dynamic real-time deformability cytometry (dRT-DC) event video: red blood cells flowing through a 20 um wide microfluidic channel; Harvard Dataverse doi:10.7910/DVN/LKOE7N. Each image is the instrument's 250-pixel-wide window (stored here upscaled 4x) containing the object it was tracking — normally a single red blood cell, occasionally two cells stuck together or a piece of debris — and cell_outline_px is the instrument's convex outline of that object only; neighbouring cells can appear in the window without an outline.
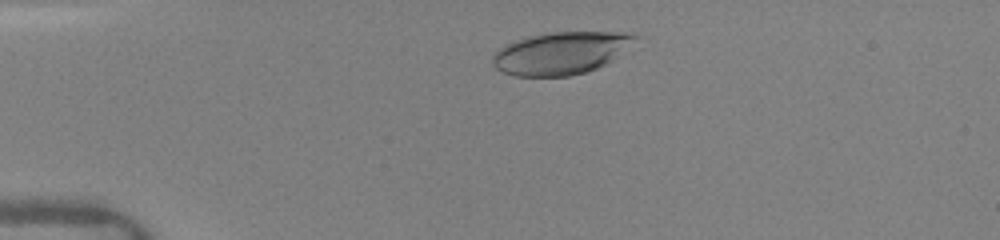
{"species": "human", "species_latin": "Homo sapiens", "temperature_condition": "warm", "stored_images_in_passage": 29, "camera_frame_rate_fps": 3000, "um_per_image_px": 0.085, "donor": {"sex": "female"}, "frame": {"image": 1, "passage_image": 5, "time_ms": 1.667, "image_size_px": [1000, 240], "cell_outline_px": [[640, 36], [616, 56], [604, 64], [588, 72], [568, 76], [512, 76], [496, 68], [492, 64], [492, 56], [504, 44], [528, 36], [548, 32], [620, 32]], "centroid_in_image_um": [47.61, 4.51], "position_along_channel_um": 37.4, "area_um2": 34.97}}
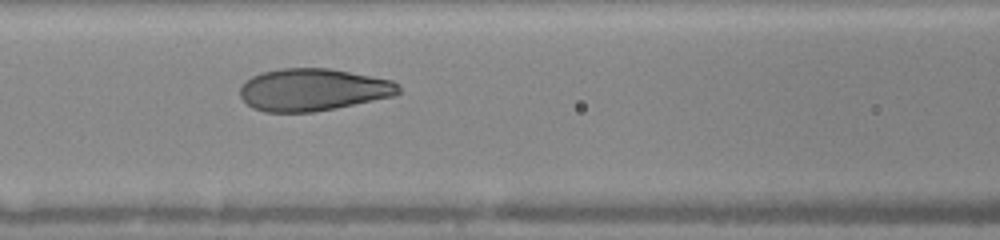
{"frame": {"image": 2, "passage_image": 15, "time_ms": 5.333, "image_size_px": [1000, 240], "cell_outline_px": [[400, 92], [396, 96], [336, 108], [312, 112], [264, 112], [252, 108], [240, 96], [240, 84], [244, 80], [252, 76], [264, 72], [280, 68], [328, 68], [392, 80], [400, 84]], "centroid_in_image_um": [26.6, 7.63], "position_along_channel_um": 140.0, "area_um2": 39.3}}
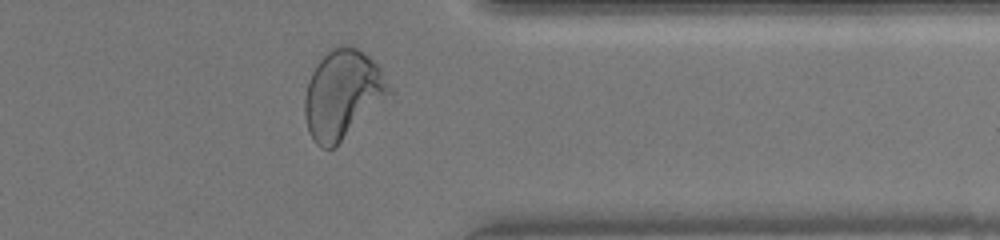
{"frame": {"image": 3, "passage_image": 25, "time_ms": 11.333, "image_size_px": [1000, 240], "cell_outline_px": [[392, 92], [336, 148], [320, 148], [316, 144], [308, 132], [304, 112], [304, 96], [308, 80], [320, 56], [332, 48], [340, 44], [348, 44], [364, 52], [380, 68], [392, 88]], "centroid_in_image_um": [29.09, 8.02], "position_along_channel_um": 382.3, "area_um2": 43.99}, "authors_computed_cell_mechanics": {"area_um2": 39.593, "velocity_mm_per_s": 4.1192, "shape_relaxation_time_tau1_ms": 3.2946, "shape_relaxation_time_tau2_ms": null, "deformation_change_tau1": 0.1727, "deformation_change_tau2": null}}